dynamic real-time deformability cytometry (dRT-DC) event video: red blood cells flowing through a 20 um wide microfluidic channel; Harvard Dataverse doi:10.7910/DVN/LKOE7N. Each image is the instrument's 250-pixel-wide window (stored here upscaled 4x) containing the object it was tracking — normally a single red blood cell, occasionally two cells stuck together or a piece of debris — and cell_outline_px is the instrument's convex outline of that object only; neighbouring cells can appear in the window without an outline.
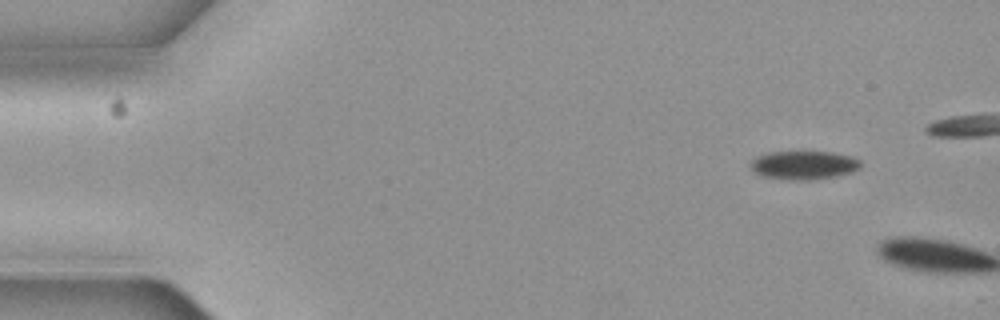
{"species": "common noctule bat (a hibernating species)", "species_latin": "Nyctalus noctula", "temperature_condition": "cold", "stored_images_in_passage": 2, "camera_frame_rate_fps": 3000, "um_per_image_px": 0.085, "animal": {"sex": "female", "body_mass_g": 19.3, "forearm_length_mm": 54.1}, "frame": {"image": 1, "passage_image": 1, "time_ms": 0.0, "image_size_px": [1000, 320], "cell_outline_px": [[860, 168], [852, 172], [832, 176], [764, 176], [752, 172], [748, 164], [756, 156], [768, 152], [832, 152], [852, 156], [860, 160]], "centroid_in_image_um": [68.3, 13.95], "position_along_channel_um": 16.7, "area_um2": 17.11}}